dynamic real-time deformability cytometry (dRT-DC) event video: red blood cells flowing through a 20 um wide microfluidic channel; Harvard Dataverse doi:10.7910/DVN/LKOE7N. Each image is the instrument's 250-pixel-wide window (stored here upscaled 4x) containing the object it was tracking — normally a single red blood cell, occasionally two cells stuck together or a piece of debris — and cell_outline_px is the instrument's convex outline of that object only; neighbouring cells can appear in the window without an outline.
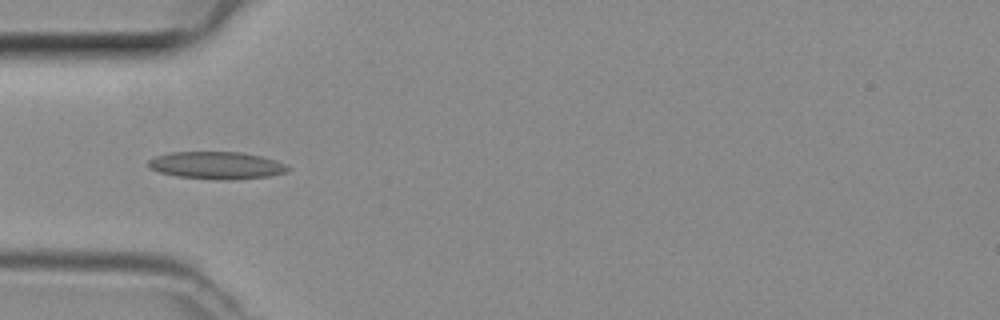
{"species": "common noctule bat (a hibernating species)", "species_latin": "Nyctalus noctula", "temperature_condition": "room temperature", "stored_images_in_passage": 37, "camera_frame_rate_fps": 3000, "um_per_image_px": 0.085, "animal": {"sex": "female", "body_mass_g": 29.2, "forearm_length_mm": 56.3}, "frame": {"image": 1, "passage_image": 6, "time_ms": 1.667, "image_size_px": [1000, 320], "cell_outline_px": [[288, 172], [268, 176], [232, 180], [220, 180], [176, 176], [160, 172], [148, 168], [148, 160], [156, 156], [172, 152], [240, 152], [260, 156], [276, 160], [284, 164], [288, 168]], "centroid_in_image_um": [18.39, 14.06], "position_along_channel_um": 66.6, "area_um2": 22.2}}
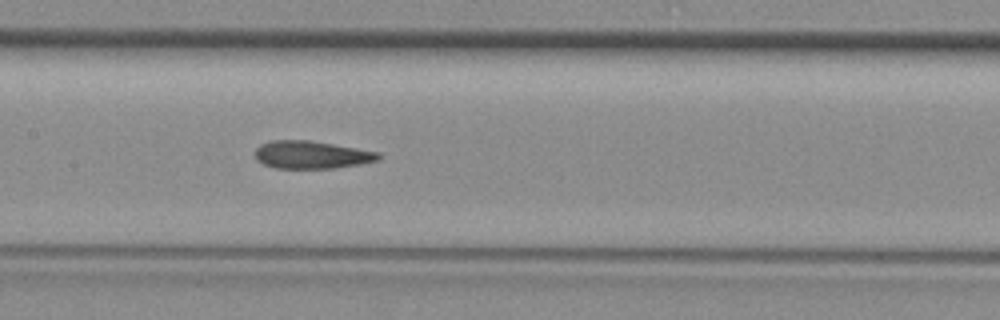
{"frame": {"image": 2, "passage_image": 14, "time_ms": 4.333, "image_size_px": [1000, 320], "cell_outline_px": [[380, 160], [360, 164], [336, 168], [276, 168], [264, 164], [256, 160], [256, 148], [260, 144], [272, 140], [308, 140], [380, 152]], "centroid_in_image_um": [26.48, 13.16], "position_along_channel_um": 180.9, "area_um2": 19.88}}
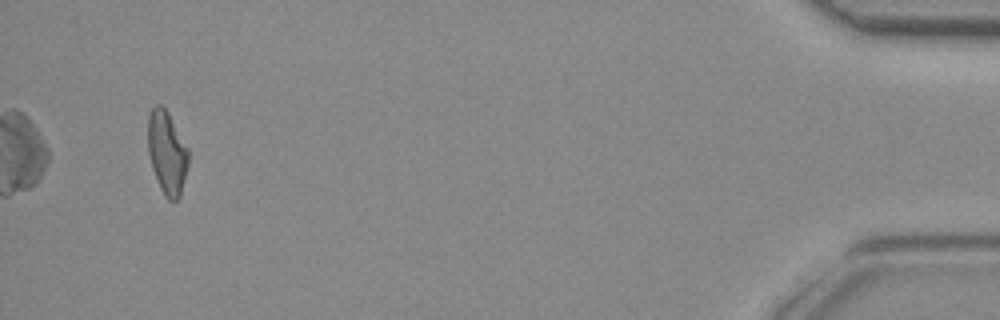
{"frame": {"image": 3, "passage_image": 37, "time_ms": 12.0, "image_size_px": [1000, 320], "cell_outline_px": [[188, 164], [180, 196], [176, 200], [168, 200], [164, 196], [160, 188], [152, 168], [148, 152], [148, 116], [152, 108], [156, 104], [160, 104], [168, 112], [188, 148]], "centroid_in_image_um": [14.18, 12.97], "position_along_channel_um": 421.0, "area_um2": 19.54}}